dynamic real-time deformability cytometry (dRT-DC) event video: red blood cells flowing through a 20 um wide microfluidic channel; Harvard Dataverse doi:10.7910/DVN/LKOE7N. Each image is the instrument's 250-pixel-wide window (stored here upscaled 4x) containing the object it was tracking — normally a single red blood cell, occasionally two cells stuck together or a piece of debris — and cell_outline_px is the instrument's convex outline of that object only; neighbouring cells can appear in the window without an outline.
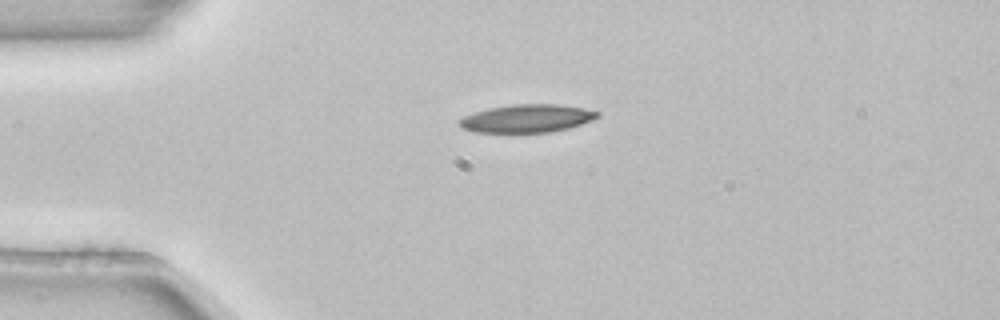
{"species": "common noctule bat (a hibernating species)", "species_latin": "Nyctalus noctula", "temperature_condition": "room temperature", "stored_images_in_passage": 2, "camera_frame_rate_fps": 3000, "um_per_image_px": 0.085, "animal": {"sex": "female", "body_mass_g": 22.7, "forearm_length_mm": 54.2}, "frame": {"image": 1, "passage_image": 1, "time_ms": 0.0, "image_size_px": [1000, 320], "cell_outline_px": [[600, 116], [592, 120], [568, 128], [552, 132], [472, 132], [460, 128], [460, 120], [464, 116], [488, 108], [516, 104], [556, 104], [584, 108], [600, 112]], "centroid_in_image_um": [44.8, 10.07], "position_along_channel_um": 40.2, "area_um2": 22.43}}
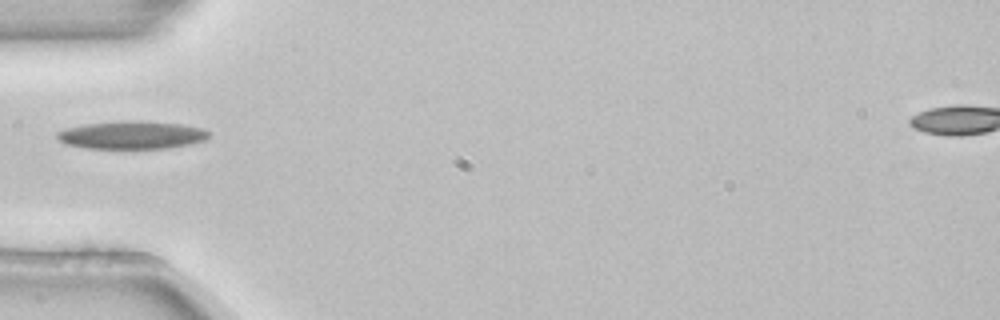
{"frame": {"image": 2, "passage_image": 2, "time_ms": 0.333, "image_size_px": [1000, 320], "cell_outline_px": [[208, 136], [204, 140], [188, 144], [168, 148], [88, 148], [64, 144], [56, 136], [56, 132], [64, 128], [84, 124], [180, 124], [200, 128], [208, 132]], "centroid_in_image_um": [11.12, 11.54], "position_along_channel_um": 73.9, "area_um2": 23.0}}